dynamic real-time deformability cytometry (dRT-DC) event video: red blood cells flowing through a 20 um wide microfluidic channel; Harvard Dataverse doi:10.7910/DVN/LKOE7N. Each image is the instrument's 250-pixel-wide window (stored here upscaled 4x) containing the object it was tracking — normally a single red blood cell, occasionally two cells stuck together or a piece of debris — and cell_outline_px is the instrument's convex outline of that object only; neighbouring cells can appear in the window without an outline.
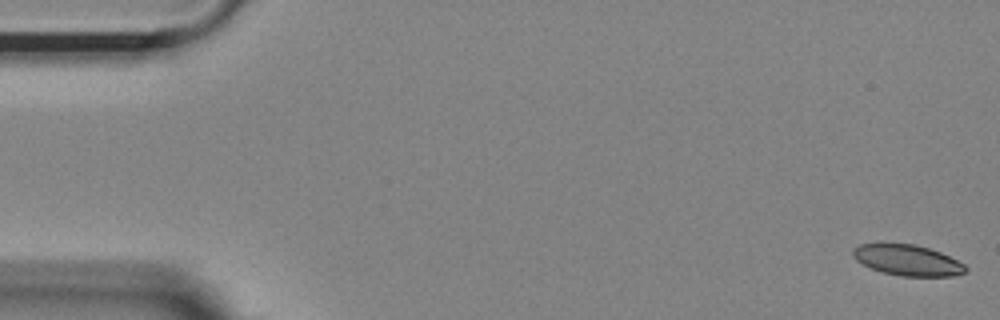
{"species": "Egyptian fruit bat (a non-hibernating species)", "species_latin": "Rousettus aegyptiacus", "temperature_condition": "room temperature", "stored_images_in_passage": 16, "camera_frame_rate_fps": 3000, "um_per_image_px": 0.085, "animal": {"sex": "female"}, "frame": {"image": 1, "passage_image": 1, "time_ms": 0.0, "image_size_px": [1000, 320], "cell_outline_px": [[968, 272], [952, 276], [900, 276], [880, 272], [856, 260], [852, 256], [852, 248], [860, 244], [880, 240], [916, 244], [940, 252], [964, 264], [968, 268]], "centroid_in_image_um": [77.07, 22.07], "position_along_channel_um": 7.9, "area_um2": 20.98}}
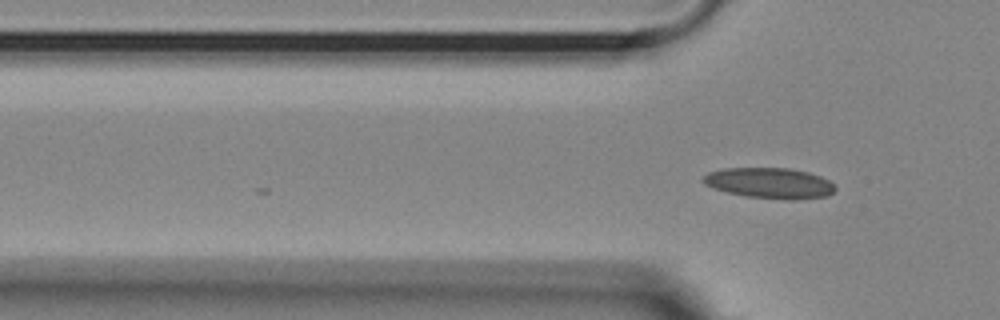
{"frame": {"image": 2, "passage_image": 16, "time_ms": 5.0, "image_size_px": [1000, 320], "cell_outline_px": [[836, 188], [828, 196], [792, 200], [744, 196], [712, 188], [704, 184], [700, 180], [708, 172], [724, 168], [788, 168], [808, 172], [820, 176], [828, 180]], "centroid_in_image_um": [65.39, 15.56], "position_along_channel_um": 60.4, "area_um2": 23.58}}